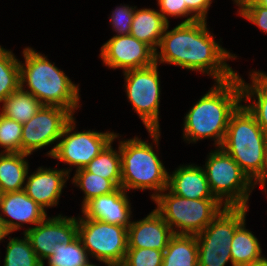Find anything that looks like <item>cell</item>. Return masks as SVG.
Segmentation results:
<instances>
[{
    "label": "cell",
    "mask_w": 267,
    "mask_h": 266,
    "mask_svg": "<svg viewBox=\"0 0 267 266\" xmlns=\"http://www.w3.org/2000/svg\"><path fill=\"white\" fill-rule=\"evenodd\" d=\"M207 23L200 20L178 22L173 28L168 24L155 51L156 63L201 73L214 82L228 81L237 76L238 70L228 62L239 59V56L222 47V38L216 39Z\"/></svg>",
    "instance_id": "obj_1"
},
{
    "label": "cell",
    "mask_w": 267,
    "mask_h": 266,
    "mask_svg": "<svg viewBox=\"0 0 267 266\" xmlns=\"http://www.w3.org/2000/svg\"><path fill=\"white\" fill-rule=\"evenodd\" d=\"M242 103V90L239 76L224 82H213L210 89L184 114L182 140L197 144L211 140L214 147H221L230 116Z\"/></svg>",
    "instance_id": "obj_2"
},
{
    "label": "cell",
    "mask_w": 267,
    "mask_h": 266,
    "mask_svg": "<svg viewBox=\"0 0 267 266\" xmlns=\"http://www.w3.org/2000/svg\"><path fill=\"white\" fill-rule=\"evenodd\" d=\"M147 133L150 140L140 135L127 139L120 133L115 134L114 140L119 144L121 156V187L129 193L151 191L152 202L167 188L169 169L160 159L161 130H147Z\"/></svg>",
    "instance_id": "obj_3"
},
{
    "label": "cell",
    "mask_w": 267,
    "mask_h": 266,
    "mask_svg": "<svg viewBox=\"0 0 267 266\" xmlns=\"http://www.w3.org/2000/svg\"><path fill=\"white\" fill-rule=\"evenodd\" d=\"M20 55L21 89L33 94L42 105L63 107L74 116L82 109L80 84L72 81L48 55L33 46L24 47Z\"/></svg>",
    "instance_id": "obj_4"
},
{
    "label": "cell",
    "mask_w": 267,
    "mask_h": 266,
    "mask_svg": "<svg viewBox=\"0 0 267 266\" xmlns=\"http://www.w3.org/2000/svg\"><path fill=\"white\" fill-rule=\"evenodd\" d=\"M221 148L266 194L267 134L243 103L230 116Z\"/></svg>",
    "instance_id": "obj_5"
},
{
    "label": "cell",
    "mask_w": 267,
    "mask_h": 266,
    "mask_svg": "<svg viewBox=\"0 0 267 266\" xmlns=\"http://www.w3.org/2000/svg\"><path fill=\"white\" fill-rule=\"evenodd\" d=\"M203 168L213 196L225 207H248L257 185L221 147L207 154Z\"/></svg>",
    "instance_id": "obj_6"
},
{
    "label": "cell",
    "mask_w": 267,
    "mask_h": 266,
    "mask_svg": "<svg viewBox=\"0 0 267 266\" xmlns=\"http://www.w3.org/2000/svg\"><path fill=\"white\" fill-rule=\"evenodd\" d=\"M154 209L175 235L201 233L225 207L216 198L189 199L165 188L154 200Z\"/></svg>",
    "instance_id": "obj_7"
},
{
    "label": "cell",
    "mask_w": 267,
    "mask_h": 266,
    "mask_svg": "<svg viewBox=\"0 0 267 266\" xmlns=\"http://www.w3.org/2000/svg\"><path fill=\"white\" fill-rule=\"evenodd\" d=\"M250 208L224 207L213 221L196 235L198 266H233L230 245L235 230L246 220ZM247 215V216H246Z\"/></svg>",
    "instance_id": "obj_8"
},
{
    "label": "cell",
    "mask_w": 267,
    "mask_h": 266,
    "mask_svg": "<svg viewBox=\"0 0 267 266\" xmlns=\"http://www.w3.org/2000/svg\"><path fill=\"white\" fill-rule=\"evenodd\" d=\"M78 120L74 116L65 126L56 148L50 157L63 162L62 167L70 176L72 171H77L86 167L90 161L96 157L112 140L116 132L114 130L98 131L95 129H82L77 127ZM75 168V170H73Z\"/></svg>",
    "instance_id": "obj_9"
},
{
    "label": "cell",
    "mask_w": 267,
    "mask_h": 266,
    "mask_svg": "<svg viewBox=\"0 0 267 266\" xmlns=\"http://www.w3.org/2000/svg\"><path fill=\"white\" fill-rule=\"evenodd\" d=\"M158 67L159 65L155 62L148 67L122 73L126 99L131 104L132 110L138 115L146 131L161 130L160 99L162 87Z\"/></svg>",
    "instance_id": "obj_10"
},
{
    "label": "cell",
    "mask_w": 267,
    "mask_h": 266,
    "mask_svg": "<svg viewBox=\"0 0 267 266\" xmlns=\"http://www.w3.org/2000/svg\"><path fill=\"white\" fill-rule=\"evenodd\" d=\"M78 236L93 261L121 266L128 250V229L104 221L77 216Z\"/></svg>",
    "instance_id": "obj_11"
},
{
    "label": "cell",
    "mask_w": 267,
    "mask_h": 266,
    "mask_svg": "<svg viewBox=\"0 0 267 266\" xmlns=\"http://www.w3.org/2000/svg\"><path fill=\"white\" fill-rule=\"evenodd\" d=\"M73 117L68 109L43 105L29 121L22 124L21 153L33 155L47 148L50 150L44 156L50 158L65 126Z\"/></svg>",
    "instance_id": "obj_12"
},
{
    "label": "cell",
    "mask_w": 267,
    "mask_h": 266,
    "mask_svg": "<svg viewBox=\"0 0 267 266\" xmlns=\"http://www.w3.org/2000/svg\"><path fill=\"white\" fill-rule=\"evenodd\" d=\"M100 60L108 70H134L154 64L155 51L132 35L111 36L102 44Z\"/></svg>",
    "instance_id": "obj_13"
},
{
    "label": "cell",
    "mask_w": 267,
    "mask_h": 266,
    "mask_svg": "<svg viewBox=\"0 0 267 266\" xmlns=\"http://www.w3.org/2000/svg\"><path fill=\"white\" fill-rule=\"evenodd\" d=\"M39 260L44 261L52 255L58 243L68 244L78 236L77 216L63 213L46 216L40 223L25 232Z\"/></svg>",
    "instance_id": "obj_14"
},
{
    "label": "cell",
    "mask_w": 267,
    "mask_h": 266,
    "mask_svg": "<svg viewBox=\"0 0 267 266\" xmlns=\"http://www.w3.org/2000/svg\"><path fill=\"white\" fill-rule=\"evenodd\" d=\"M47 215L48 213L24 190L0 194V218L11 234L21 232L22 229L21 234H25Z\"/></svg>",
    "instance_id": "obj_15"
},
{
    "label": "cell",
    "mask_w": 267,
    "mask_h": 266,
    "mask_svg": "<svg viewBox=\"0 0 267 266\" xmlns=\"http://www.w3.org/2000/svg\"><path fill=\"white\" fill-rule=\"evenodd\" d=\"M36 170H29L24 191L46 212L59 205L63 189L68 188L70 175L59 166L53 168L37 166Z\"/></svg>",
    "instance_id": "obj_16"
},
{
    "label": "cell",
    "mask_w": 267,
    "mask_h": 266,
    "mask_svg": "<svg viewBox=\"0 0 267 266\" xmlns=\"http://www.w3.org/2000/svg\"><path fill=\"white\" fill-rule=\"evenodd\" d=\"M129 192L119 187L116 191L95 197L88 201L80 213L88 219H95L128 229L133 220V207Z\"/></svg>",
    "instance_id": "obj_17"
},
{
    "label": "cell",
    "mask_w": 267,
    "mask_h": 266,
    "mask_svg": "<svg viewBox=\"0 0 267 266\" xmlns=\"http://www.w3.org/2000/svg\"><path fill=\"white\" fill-rule=\"evenodd\" d=\"M173 235L170 226L153 209L146 217L133 219L128 226V248H152L164 251Z\"/></svg>",
    "instance_id": "obj_18"
},
{
    "label": "cell",
    "mask_w": 267,
    "mask_h": 266,
    "mask_svg": "<svg viewBox=\"0 0 267 266\" xmlns=\"http://www.w3.org/2000/svg\"><path fill=\"white\" fill-rule=\"evenodd\" d=\"M167 189L177 196L189 199L215 198L210 191L203 166L180 164L168 173Z\"/></svg>",
    "instance_id": "obj_19"
},
{
    "label": "cell",
    "mask_w": 267,
    "mask_h": 266,
    "mask_svg": "<svg viewBox=\"0 0 267 266\" xmlns=\"http://www.w3.org/2000/svg\"><path fill=\"white\" fill-rule=\"evenodd\" d=\"M249 81H245L240 72L242 103L254 115L258 125L267 134V73L262 70L250 69Z\"/></svg>",
    "instance_id": "obj_20"
},
{
    "label": "cell",
    "mask_w": 267,
    "mask_h": 266,
    "mask_svg": "<svg viewBox=\"0 0 267 266\" xmlns=\"http://www.w3.org/2000/svg\"><path fill=\"white\" fill-rule=\"evenodd\" d=\"M169 23L155 8L135 7L130 35L149 45L154 51L159 46L161 38Z\"/></svg>",
    "instance_id": "obj_21"
},
{
    "label": "cell",
    "mask_w": 267,
    "mask_h": 266,
    "mask_svg": "<svg viewBox=\"0 0 267 266\" xmlns=\"http://www.w3.org/2000/svg\"><path fill=\"white\" fill-rule=\"evenodd\" d=\"M246 225L247 219L235 230L230 245L233 266H253L264 261L262 244Z\"/></svg>",
    "instance_id": "obj_22"
},
{
    "label": "cell",
    "mask_w": 267,
    "mask_h": 266,
    "mask_svg": "<svg viewBox=\"0 0 267 266\" xmlns=\"http://www.w3.org/2000/svg\"><path fill=\"white\" fill-rule=\"evenodd\" d=\"M26 153L0 152V194L24 190L30 170Z\"/></svg>",
    "instance_id": "obj_23"
},
{
    "label": "cell",
    "mask_w": 267,
    "mask_h": 266,
    "mask_svg": "<svg viewBox=\"0 0 267 266\" xmlns=\"http://www.w3.org/2000/svg\"><path fill=\"white\" fill-rule=\"evenodd\" d=\"M162 266H198L196 235H173L163 253Z\"/></svg>",
    "instance_id": "obj_24"
},
{
    "label": "cell",
    "mask_w": 267,
    "mask_h": 266,
    "mask_svg": "<svg viewBox=\"0 0 267 266\" xmlns=\"http://www.w3.org/2000/svg\"><path fill=\"white\" fill-rule=\"evenodd\" d=\"M43 105L31 93L19 88L0 104V113L21 124L29 121Z\"/></svg>",
    "instance_id": "obj_25"
},
{
    "label": "cell",
    "mask_w": 267,
    "mask_h": 266,
    "mask_svg": "<svg viewBox=\"0 0 267 266\" xmlns=\"http://www.w3.org/2000/svg\"><path fill=\"white\" fill-rule=\"evenodd\" d=\"M113 143L115 145V140H112L84 169L87 172L109 179L118 187H121L119 144L114 148Z\"/></svg>",
    "instance_id": "obj_26"
},
{
    "label": "cell",
    "mask_w": 267,
    "mask_h": 266,
    "mask_svg": "<svg viewBox=\"0 0 267 266\" xmlns=\"http://www.w3.org/2000/svg\"><path fill=\"white\" fill-rule=\"evenodd\" d=\"M70 182L82 192L81 208L91 199L107 195L116 191L119 187L111 180L102 178L94 173L87 172L84 168L72 173Z\"/></svg>",
    "instance_id": "obj_27"
},
{
    "label": "cell",
    "mask_w": 267,
    "mask_h": 266,
    "mask_svg": "<svg viewBox=\"0 0 267 266\" xmlns=\"http://www.w3.org/2000/svg\"><path fill=\"white\" fill-rule=\"evenodd\" d=\"M8 235L5 241V256L0 260L2 266H43L38 256L34 252L30 240L25 234L18 237ZM2 252H0L1 254ZM0 255V259H1Z\"/></svg>",
    "instance_id": "obj_28"
},
{
    "label": "cell",
    "mask_w": 267,
    "mask_h": 266,
    "mask_svg": "<svg viewBox=\"0 0 267 266\" xmlns=\"http://www.w3.org/2000/svg\"><path fill=\"white\" fill-rule=\"evenodd\" d=\"M91 262L88 251L77 236L68 244L58 243V246L52 251V255L42 264L43 266H87Z\"/></svg>",
    "instance_id": "obj_29"
},
{
    "label": "cell",
    "mask_w": 267,
    "mask_h": 266,
    "mask_svg": "<svg viewBox=\"0 0 267 266\" xmlns=\"http://www.w3.org/2000/svg\"><path fill=\"white\" fill-rule=\"evenodd\" d=\"M19 60L13 50L0 44V104L20 88Z\"/></svg>",
    "instance_id": "obj_30"
},
{
    "label": "cell",
    "mask_w": 267,
    "mask_h": 266,
    "mask_svg": "<svg viewBox=\"0 0 267 266\" xmlns=\"http://www.w3.org/2000/svg\"><path fill=\"white\" fill-rule=\"evenodd\" d=\"M22 124L0 113V152L21 153Z\"/></svg>",
    "instance_id": "obj_31"
},
{
    "label": "cell",
    "mask_w": 267,
    "mask_h": 266,
    "mask_svg": "<svg viewBox=\"0 0 267 266\" xmlns=\"http://www.w3.org/2000/svg\"><path fill=\"white\" fill-rule=\"evenodd\" d=\"M163 253L152 248H128L121 266H162Z\"/></svg>",
    "instance_id": "obj_32"
},
{
    "label": "cell",
    "mask_w": 267,
    "mask_h": 266,
    "mask_svg": "<svg viewBox=\"0 0 267 266\" xmlns=\"http://www.w3.org/2000/svg\"><path fill=\"white\" fill-rule=\"evenodd\" d=\"M137 5L120 4L116 8L112 9L108 15L109 25L114 33L113 36L129 35L131 30V24L133 21V14Z\"/></svg>",
    "instance_id": "obj_33"
},
{
    "label": "cell",
    "mask_w": 267,
    "mask_h": 266,
    "mask_svg": "<svg viewBox=\"0 0 267 266\" xmlns=\"http://www.w3.org/2000/svg\"><path fill=\"white\" fill-rule=\"evenodd\" d=\"M236 9L238 17L249 21L259 28L262 34L267 35V8L258 5L254 0H248Z\"/></svg>",
    "instance_id": "obj_34"
},
{
    "label": "cell",
    "mask_w": 267,
    "mask_h": 266,
    "mask_svg": "<svg viewBox=\"0 0 267 266\" xmlns=\"http://www.w3.org/2000/svg\"><path fill=\"white\" fill-rule=\"evenodd\" d=\"M156 2V5L159 7L158 11L169 24V19H171V17L174 19L182 18L180 23L197 21V19L188 11L184 0H156Z\"/></svg>",
    "instance_id": "obj_35"
},
{
    "label": "cell",
    "mask_w": 267,
    "mask_h": 266,
    "mask_svg": "<svg viewBox=\"0 0 267 266\" xmlns=\"http://www.w3.org/2000/svg\"><path fill=\"white\" fill-rule=\"evenodd\" d=\"M188 11L200 21H207L214 0H184Z\"/></svg>",
    "instance_id": "obj_36"
},
{
    "label": "cell",
    "mask_w": 267,
    "mask_h": 266,
    "mask_svg": "<svg viewBox=\"0 0 267 266\" xmlns=\"http://www.w3.org/2000/svg\"><path fill=\"white\" fill-rule=\"evenodd\" d=\"M8 235H10V233L7 231L3 220L0 218V243H5V240Z\"/></svg>",
    "instance_id": "obj_37"
},
{
    "label": "cell",
    "mask_w": 267,
    "mask_h": 266,
    "mask_svg": "<svg viewBox=\"0 0 267 266\" xmlns=\"http://www.w3.org/2000/svg\"><path fill=\"white\" fill-rule=\"evenodd\" d=\"M258 5L267 8V0H254Z\"/></svg>",
    "instance_id": "obj_38"
},
{
    "label": "cell",
    "mask_w": 267,
    "mask_h": 266,
    "mask_svg": "<svg viewBox=\"0 0 267 266\" xmlns=\"http://www.w3.org/2000/svg\"><path fill=\"white\" fill-rule=\"evenodd\" d=\"M248 0H234L235 7H240L243 3L247 2Z\"/></svg>",
    "instance_id": "obj_39"
},
{
    "label": "cell",
    "mask_w": 267,
    "mask_h": 266,
    "mask_svg": "<svg viewBox=\"0 0 267 266\" xmlns=\"http://www.w3.org/2000/svg\"><path fill=\"white\" fill-rule=\"evenodd\" d=\"M87 266H102V265H100V263H95V262H91L89 265H87Z\"/></svg>",
    "instance_id": "obj_40"
},
{
    "label": "cell",
    "mask_w": 267,
    "mask_h": 266,
    "mask_svg": "<svg viewBox=\"0 0 267 266\" xmlns=\"http://www.w3.org/2000/svg\"><path fill=\"white\" fill-rule=\"evenodd\" d=\"M266 194H267V166H266Z\"/></svg>",
    "instance_id": "obj_41"
},
{
    "label": "cell",
    "mask_w": 267,
    "mask_h": 266,
    "mask_svg": "<svg viewBox=\"0 0 267 266\" xmlns=\"http://www.w3.org/2000/svg\"><path fill=\"white\" fill-rule=\"evenodd\" d=\"M266 265H267V256L264 255V261H263Z\"/></svg>",
    "instance_id": "obj_42"
},
{
    "label": "cell",
    "mask_w": 267,
    "mask_h": 266,
    "mask_svg": "<svg viewBox=\"0 0 267 266\" xmlns=\"http://www.w3.org/2000/svg\"><path fill=\"white\" fill-rule=\"evenodd\" d=\"M253 266H267L264 262L258 265H253Z\"/></svg>",
    "instance_id": "obj_43"
}]
</instances>
